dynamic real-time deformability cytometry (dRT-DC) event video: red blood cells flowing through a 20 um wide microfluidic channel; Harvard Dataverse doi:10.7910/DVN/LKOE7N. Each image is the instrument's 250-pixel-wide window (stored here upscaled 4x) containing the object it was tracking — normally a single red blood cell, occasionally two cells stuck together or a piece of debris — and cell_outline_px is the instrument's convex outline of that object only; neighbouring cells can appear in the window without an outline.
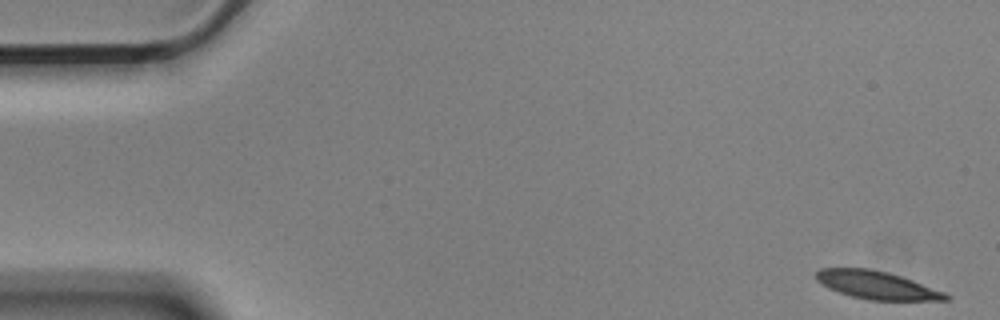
{"species": "Egyptian fruit bat (a non-hibernating species)", "species_latin": "Rousettus aegyptiacus", "temperature_condition": "cold", "stored_images_in_passage": 50, "camera_frame_rate_fps": 3000, "um_per_image_px": 0.085, "animal": {"sex": "male"}, "frame": {"image": 1, "passage_image": 1, "time_ms": 0.0, "image_size_px": [1000, 320], "cell_outline_px": [[952, 296], [948, 300], [868, 300], [852, 296], [828, 288], [816, 280], [816, 272], [820, 268], [868, 268], [888, 272], [912, 280], [944, 292]], "centroid_in_image_um": [74.51, 24.23], "position_along_channel_um": 10.5, "area_um2": 20.98}}
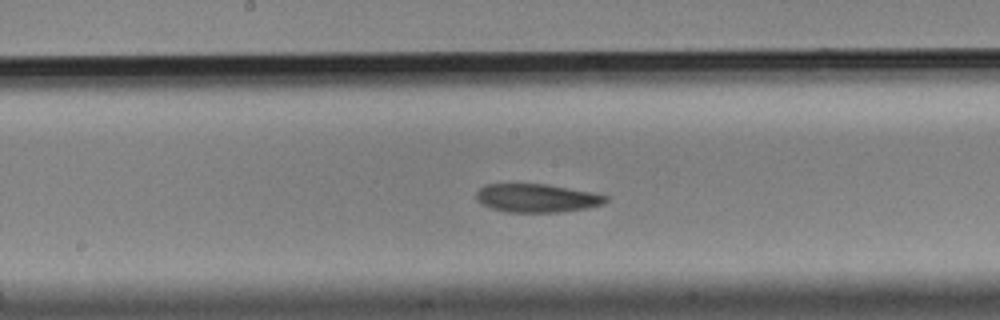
{"frame": {"image": 2, "passage_image": 28, "time_ms": 9.0, "image_size_px": [1000, 320], "cell_outline_px": [[608, 200], [604, 204], [588, 208], [560, 212], [508, 212], [492, 208], [480, 204], [476, 200], [476, 192], [484, 184], [548, 184], [608, 196]], "centroid_in_image_um": [45.6, 16.84], "position_along_channel_um": 202.6, "area_um2": 21.44}}
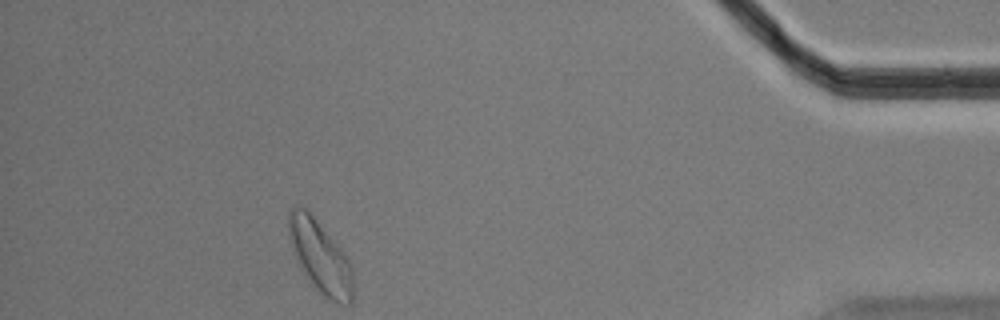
{"frame": {"image": 3, "passage_image": 50, "time_ms": 16.333, "image_size_px": [1000, 320], "cell_outline_px": [[352, 304], [340, 304], [324, 300], [316, 292], [296, 264], [288, 232], [288, 212], [292, 208], [304, 208], [312, 216], [344, 252], [352, 264]], "centroid_in_image_um": [27.21, 21.94], "position_along_channel_um": 408.0, "area_um2": 27.51}, "authors_computed_cell_mechanics": {"area_um2": 22.3397, "velocity_mm_per_s": 3.5344, "shape_relaxation_time_tau1_ms": null, "shape_relaxation_time_tau2_ms": 6.8236, "deformation_change_tau1": null, "deformation_change_tau2": 0.1381}}